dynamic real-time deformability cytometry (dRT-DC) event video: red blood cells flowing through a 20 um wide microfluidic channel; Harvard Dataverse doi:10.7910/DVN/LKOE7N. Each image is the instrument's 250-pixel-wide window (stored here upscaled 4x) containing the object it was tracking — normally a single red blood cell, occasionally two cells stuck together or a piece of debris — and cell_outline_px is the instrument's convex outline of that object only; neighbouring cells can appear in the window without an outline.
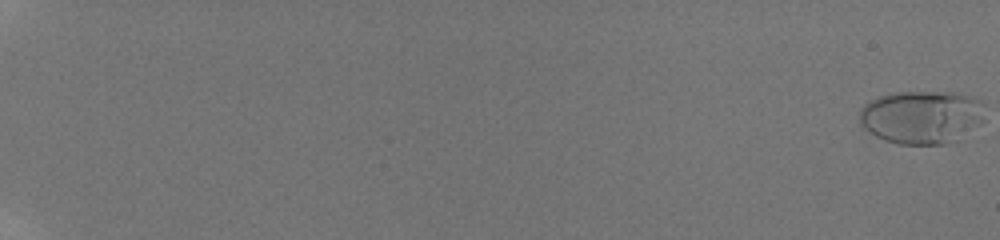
{"species": "human", "species_latin": "Homo sapiens", "temperature_condition": "room temperature", "stored_images_in_passage": 12, "camera_frame_rate_fps": 3000, "um_per_image_px": 0.085, "donor": {"sex": "male"}, "frame": {"image": 1, "passage_image": 1, "time_ms": 0.0, "image_size_px": [1000, 240], "cell_outline_px": [[984, 120], [980, 124], [944, 144], [900, 144], [884, 140], [868, 132], [860, 124], [860, 108], [868, 100], [876, 96], [896, 92], [960, 92], [980, 100], [984, 104]], "centroid_in_image_um": [78.3, 9.91], "position_along_channel_um": 6.7, "area_um2": 39.07}}